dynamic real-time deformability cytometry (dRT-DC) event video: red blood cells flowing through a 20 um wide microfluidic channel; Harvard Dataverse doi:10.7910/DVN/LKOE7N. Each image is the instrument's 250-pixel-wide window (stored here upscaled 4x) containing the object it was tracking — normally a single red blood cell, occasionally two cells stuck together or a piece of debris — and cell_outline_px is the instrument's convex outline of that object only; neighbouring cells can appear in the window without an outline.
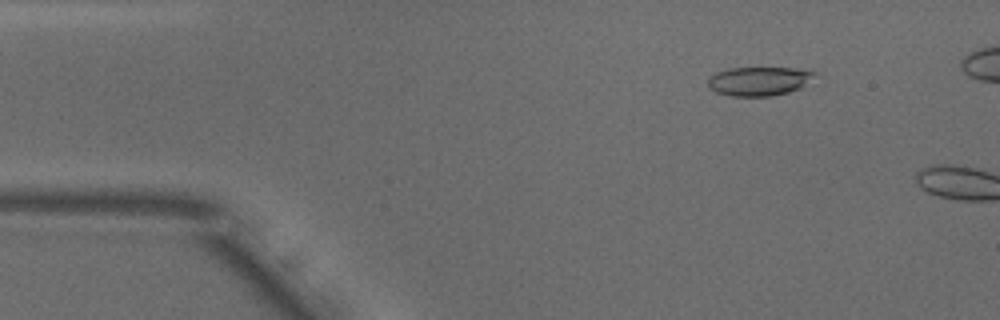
{"species": "common noctule bat (a hibernating species)", "species_latin": "Nyctalus noctula", "temperature_condition": "warm", "stored_images_in_passage": 8, "camera_frame_rate_fps": 3000, "um_per_image_px": 0.085, "animal": {"sex": "male", "body_mass_g": 18.8}, "frame": {"image": 1, "passage_image": 6, "time_ms": 1.667, "image_size_px": [1000, 320], "cell_outline_px": [[816, 72], [800, 88], [788, 92], [768, 96], [732, 96], [716, 92], [708, 88], [708, 76], [716, 72], [728, 68], [812, 68]], "centroid_in_image_um": [64.48, 6.88], "position_along_channel_um": 20.5, "area_um2": 18.03}}